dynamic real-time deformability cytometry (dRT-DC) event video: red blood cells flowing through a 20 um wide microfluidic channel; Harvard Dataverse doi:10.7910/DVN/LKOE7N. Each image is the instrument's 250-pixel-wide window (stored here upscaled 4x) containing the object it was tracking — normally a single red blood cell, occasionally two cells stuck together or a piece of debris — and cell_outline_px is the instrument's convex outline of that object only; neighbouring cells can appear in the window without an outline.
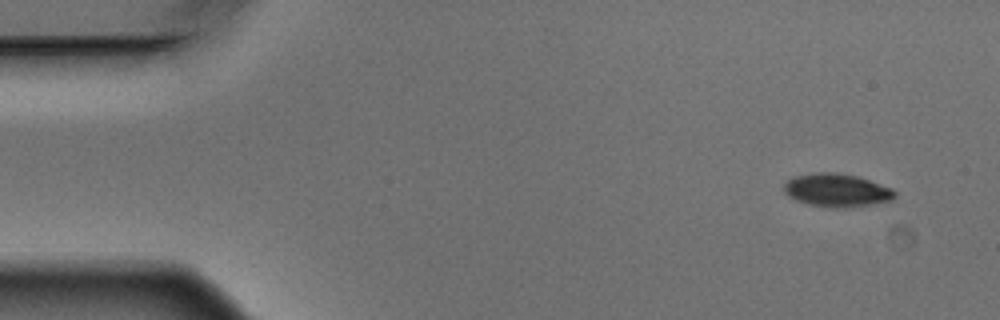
{"species": "Egyptian fruit bat (a non-hibernating species)", "species_latin": "Rousettus aegyptiacus", "temperature_condition": "warm", "stored_images_in_passage": 4, "camera_frame_rate_fps": 3000, "um_per_image_px": 0.085, "animal": {"sex": "male"}, "frame": {"image": 1, "passage_image": 1, "time_ms": 0.0, "image_size_px": [1000, 320], "cell_outline_px": [[896, 196], [892, 200], [872, 204], [848, 208], [832, 208], [808, 204], [796, 200], [788, 196], [784, 192], [784, 184], [788, 180], [796, 176], [816, 172], [836, 172], [856, 176], [892, 188], [896, 192]], "centroid_in_image_um": [71.13, 16.18], "position_along_channel_um": 13.9, "area_um2": 21.44}}
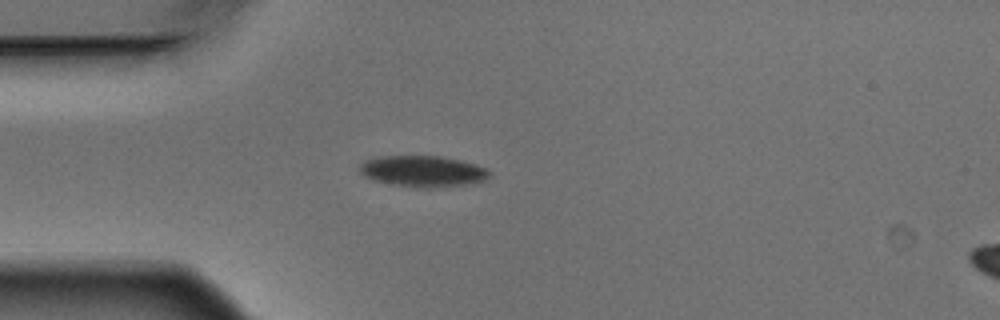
{"frame": {"image": 2, "passage_image": 4, "time_ms": 1.0, "image_size_px": [1000, 320], "cell_outline_px": [[492, 176], [484, 180], [464, 184], [428, 188], [392, 184], [376, 180], [364, 176], [360, 172], [360, 164], [364, 160], [376, 156], [444, 156], [476, 164], [488, 168], [492, 172]], "centroid_in_image_um": [35.97, 14.53], "position_along_channel_um": 49.0, "area_um2": 23.52}}